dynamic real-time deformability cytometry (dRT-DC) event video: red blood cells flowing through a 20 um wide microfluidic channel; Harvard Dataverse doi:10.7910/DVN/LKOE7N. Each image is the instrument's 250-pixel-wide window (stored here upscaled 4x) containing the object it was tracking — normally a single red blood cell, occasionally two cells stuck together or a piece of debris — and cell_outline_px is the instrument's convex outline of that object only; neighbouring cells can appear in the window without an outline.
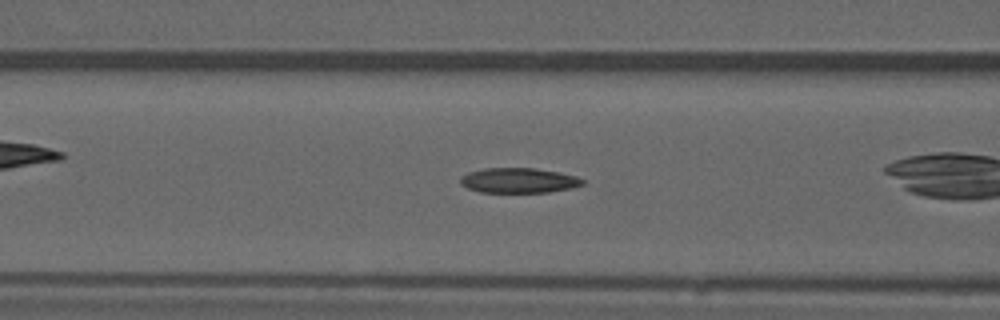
{"species": "common noctule bat (a hibernating species)", "species_latin": "Nyctalus noctula", "temperature_condition": "warm", "stored_images_in_passage": 38, "camera_frame_rate_fps": 3000, "um_per_image_px": 0.085, "animal": {"sex": "male", "forearm_length_mm": 52.5}, "frame": {"image": 1, "passage_image": 6, "time_ms": 1.667, "image_size_px": [1000, 320], "cell_outline_px": [[584, 184], [572, 188], [548, 192], [480, 192], [468, 188], [460, 184], [460, 176], [468, 172], [484, 168], [536, 168], [560, 172], [576, 176], [584, 180]], "centroid_in_image_um": [44.08, 15.33], "position_along_channel_um": 122.5, "area_um2": 17.92}, "authors_computed_cell_mechanics": {"area_um2": 18.0047, "velocity_mm_per_s": 3.9186, "shape_relaxation_time_tau1_ms": null, "shape_relaxation_time_tau2_ms": 5.8688, "deformation_change_tau1": null, "deformation_change_tau2": 0.137}}